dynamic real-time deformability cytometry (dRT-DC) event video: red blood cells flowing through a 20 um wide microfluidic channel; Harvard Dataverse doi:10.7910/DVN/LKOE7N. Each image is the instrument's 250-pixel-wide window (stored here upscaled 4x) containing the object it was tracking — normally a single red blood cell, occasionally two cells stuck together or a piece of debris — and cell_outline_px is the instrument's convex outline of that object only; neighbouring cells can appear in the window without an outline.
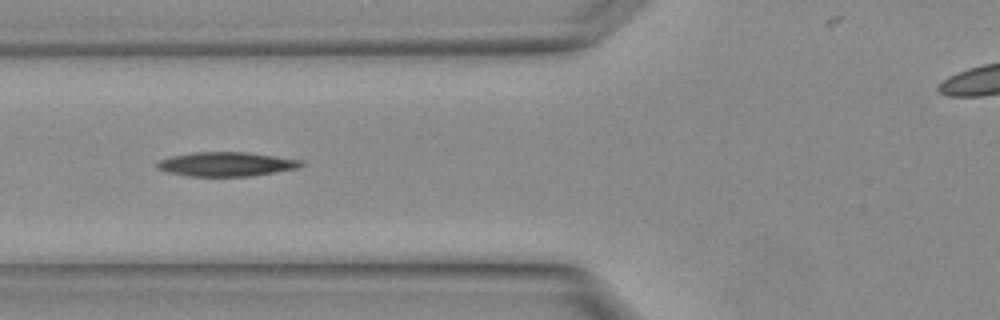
{"species": "Egyptian fruit bat (a non-hibernating species)", "species_latin": "Rousettus aegyptiacus", "temperature_condition": "warm", "stored_images_in_passage": 2, "camera_frame_rate_fps": 3000, "um_per_image_px": 0.085, "animal": {"sex": "female"}, "frame": {"image": 1, "passage_image": 2, "time_ms": 0.333, "image_size_px": [1000, 320], "cell_outline_px": [[304, 164], [296, 168], [248, 176], [188, 176], [168, 172], [156, 168], [156, 164], [160, 160], [172, 156], [192, 152], [248, 152], [304, 160]], "centroid_in_image_um": [19.22, 13.94], "position_along_channel_um": 106.6, "area_um2": 20.17}}